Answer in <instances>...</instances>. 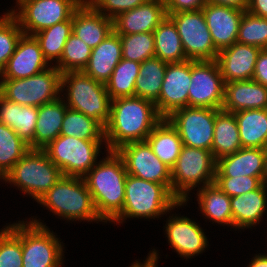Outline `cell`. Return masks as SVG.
<instances>
[{"label": "cell", "mask_w": 267, "mask_h": 267, "mask_svg": "<svg viewBox=\"0 0 267 267\" xmlns=\"http://www.w3.org/2000/svg\"><path fill=\"white\" fill-rule=\"evenodd\" d=\"M163 119L155 103L141 97L111 100L110 119L105 127L106 151H116L130 142L146 141Z\"/></svg>", "instance_id": "cell-1"}, {"label": "cell", "mask_w": 267, "mask_h": 267, "mask_svg": "<svg viewBox=\"0 0 267 267\" xmlns=\"http://www.w3.org/2000/svg\"><path fill=\"white\" fill-rule=\"evenodd\" d=\"M107 152L83 177L102 222H112L122 212L128 175L123 158L116 151Z\"/></svg>", "instance_id": "cell-2"}, {"label": "cell", "mask_w": 267, "mask_h": 267, "mask_svg": "<svg viewBox=\"0 0 267 267\" xmlns=\"http://www.w3.org/2000/svg\"><path fill=\"white\" fill-rule=\"evenodd\" d=\"M183 204L163 184L128 174L123 209L112 222L122 223L123 220L133 217L159 218L176 206H184Z\"/></svg>", "instance_id": "cell-3"}, {"label": "cell", "mask_w": 267, "mask_h": 267, "mask_svg": "<svg viewBox=\"0 0 267 267\" xmlns=\"http://www.w3.org/2000/svg\"><path fill=\"white\" fill-rule=\"evenodd\" d=\"M37 202L66 220L102 221L83 177L62 176Z\"/></svg>", "instance_id": "cell-4"}, {"label": "cell", "mask_w": 267, "mask_h": 267, "mask_svg": "<svg viewBox=\"0 0 267 267\" xmlns=\"http://www.w3.org/2000/svg\"><path fill=\"white\" fill-rule=\"evenodd\" d=\"M67 86V87H66ZM67 92L68 108L98 121L104 128L110 119L111 98L106 85L83 71H68L61 76V92Z\"/></svg>", "instance_id": "cell-5"}, {"label": "cell", "mask_w": 267, "mask_h": 267, "mask_svg": "<svg viewBox=\"0 0 267 267\" xmlns=\"http://www.w3.org/2000/svg\"><path fill=\"white\" fill-rule=\"evenodd\" d=\"M20 240L23 267H60L63 245L47 226L37 219L7 226Z\"/></svg>", "instance_id": "cell-6"}, {"label": "cell", "mask_w": 267, "mask_h": 267, "mask_svg": "<svg viewBox=\"0 0 267 267\" xmlns=\"http://www.w3.org/2000/svg\"><path fill=\"white\" fill-rule=\"evenodd\" d=\"M217 160L210 150L183 145L171 168V193L184 205L190 190L214 183ZM194 187V188H193Z\"/></svg>", "instance_id": "cell-7"}, {"label": "cell", "mask_w": 267, "mask_h": 267, "mask_svg": "<svg viewBox=\"0 0 267 267\" xmlns=\"http://www.w3.org/2000/svg\"><path fill=\"white\" fill-rule=\"evenodd\" d=\"M62 176L43 149H30L2 180L38 201Z\"/></svg>", "instance_id": "cell-8"}, {"label": "cell", "mask_w": 267, "mask_h": 267, "mask_svg": "<svg viewBox=\"0 0 267 267\" xmlns=\"http://www.w3.org/2000/svg\"><path fill=\"white\" fill-rule=\"evenodd\" d=\"M62 72L55 66L23 79H1L0 94L20 105L40 107L60 98Z\"/></svg>", "instance_id": "cell-9"}, {"label": "cell", "mask_w": 267, "mask_h": 267, "mask_svg": "<svg viewBox=\"0 0 267 267\" xmlns=\"http://www.w3.org/2000/svg\"><path fill=\"white\" fill-rule=\"evenodd\" d=\"M102 140L78 139L59 135L43 150L63 176L84 177L97 163Z\"/></svg>", "instance_id": "cell-10"}, {"label": "cell", "mask_w": 267, "mask_h": 267, "mask_svg": "<svg viewBox=\"0 0 267 267\" xmlns=\"http://www.w3.org/2000/svg\"><path fill=\"white\" fill-rule=\"evenodd\" d=\"M83 1L21 0L17 3L18 10L12 9L10 12L17 19L23 33L33 36L43 29L68 20Z\"/></svg>", "instance_id": "cell-11"}, {"label": "cell", "mask_w": 267, "mask_h": 267, "mask_svg": "<svg viewBox=\"0 0 267 267\" xmlns=\"http://www.w3.org/2000/svg\"><path fill=\"white\" fill-rule=\"evenodd\" d=\"M167 15L177 27L188 60H216L219 51L213 44L202 9Z\"/></svg>", "instance_id": "cell-12"}, {"label": "cell", "mask_w": 267, "mask_h": 267, "mask_svg": "<svg viewBox=\"0 0 267 267\" xmlns=\"http://www.w3.org/2000/svg\"><path fill=\"white\" fill-rule=\"evenodd\" d=\"M218 109L183 107L166 119L177 130L183 145L211 151Z\"/></svg>", "instance_id": "cell-13"}, {"label": "cell", "mask_w": 267, "mask_h": 267, "mask_svg": "<svg viewBox=\"0 0 267 267\" xmlns=\"http://www.w3.org/2000/svg\"><path fill=\"white\" fill-rule=\"evenodd\" d=\"M225 82L216 60H191L188 107L222 109Z\"/></svg>", "instance_id": "cell-14"}, {"label": "cell", "mask_w": 267, "mask_h": 267, "mask_svg": "<svg viewBox=\"0 0 267 267\" xmlns=\"http://www.w3.org/2000/svg\"><path fill=\"white\" fill-rule=\"evenodd\" d=\"M116 152L123 158L127 174L163 184L171 192V169L155 155L147 141L126 143Z\"/></svg>", "instance_id": "cell-15"}, {"label": "cell", "mask_w": 267, "mask_h": 267, "mask_svg": "<svg viewBox=\"0 0 267 267\" xmlns=\"http://www.w3.org/2000/svg\"><path fill=\"white\" fill-rule=\"evenodd\" d=\"M191 83V60L168 63L158 100V113L168 117L173 111L188 107V92Z\"/></svg>", "instance_id": "cell-16"}, {"label": "cell", "mask_w": 267, "mask_h": 267, "mask_svg": "<svg viewBox=\"0 0 267 267\" xmlns=\"http://www.w3.org/2000/svg\"><path fill=\"white\" fill-rule=\"evenodd\" d=\"M39 42L34 36L23 34L19 39L13 55L0 73V79H23L31 77L47 68Z\"/></svg>", "instance_id": "cell-17"}, {"label": "cell", "mask_w": 267, "mask_h": 267, "mask_svg": "<svg viewBox=\"0 0 267 267\" xmlns=\"http://www.w3.org/2000/svg\"><path fill=\"white\" fill-rule=\"evenodd\" d=\"M167 16L164 2L147 0L116 16L113 19V28L119 35L153 32Z\"/></svg>", "instance_id": "cell-18"}, {"label": "cell", "mask_w": 267, "mask_h": 267, "mask_svg": "<svg viewBox=\"0 0 267 267\" xmlns=\"http://www.w3.org/2000/svg\"><path fill=\"white\" fill-rule=\"evenodd\" d=\"M202 11L218 51L237 42L241 18L245 11L212 3H206Z\"/></svg>", "instance_id": "cell-19"}, {"label": "cell", "mask_w": 267, "mask_h": 267, "mask_svg": "<svg viewBox=\"0 0 267 267\" xmlns=\"http://www.w3.org/2000/svg\"><path fill=\"white\" fill-rule=\"evenodd\" d=\"M166 237L178 255L186 259L199 255L208 246L207 237L199 224L184 216H169Z\"/></svg>", "instance_id": "cell-20"}, {"label": "cell", "mask_w": 267, "mask_h": 267, "mask_svg": "<svg viewBox=\"0 0 267 267\" xmlns=\"http://www.w3.org/2000/svg\"><path fill=\"white\" fill-rule=\"evenodd\" d=\"M261 48L234 43L218 52L216 62L225 83L251 80Z\"/></svg>", "instance_id": "cell-21"}, {"label": "cell", "mask_w": 267, "mask_h": 267, "mask_svg": "<svg viewBox=\"0 0 267 267\" xmlns=\"http://www.w3.org/2000/svg\"><path fill=\"white\" fill-rule=\"evenodd\" d=\"M114 31L113 20L94 10L85 0L72 15V33L91 49Z\"/></svg>", "instance_id": "cell-22"}, {"label": "cell", "mask_w": 267, "mask_h": 267, "mask_svg": "<svg viewBox=\"0 0 267 267\" xmlns=\"http://www.w3.org/2000/svg\"><path fill=\"white\" fill-rule=\"evenodd\" d=\"M222 109L231 113L267 109V88L253 79L225 83Z\"/></svg>", "instance_id": "cell-23"}, {"label": "cell", "mask_w": 267, "mask_h": 267, "mask_svg": "<svg viewBox=\"0 0 267 267\" xmlns=\"http://www.w3.org/2000/svg\"><path fill=\"white\" fill-rule=\"evenodd\" d=\"M265 149L242 147L237 152L217 160L215 176L263 177Z\"/></svg>", "instance_id": "cell-24"}, {"label": "cell", "mask_w": 267, "mask_h": 267, "mask_svg": "<svg viewBox=\"0 0 267 267\" xmlns=\"http://www.w3.org/2000/svg\"><path fill=\"white\" fill-rule=\"evenodd\" d=\"M121 59L120 35L113 31L97 47L92 49L88 64L83 72L105 84Z\"/></svg>", "instance_id": "cell-25"}, {"label": "cell", "mask_w": 267, "mask_h": 267, "mask_svg": "<svg viewBox=\"0 0 267 267\" xmlns=\"http://www.w3.org/2000/svg\"><path fill=\"white\" fill-rule=\"evenodd\" d=\"M233 227L245 229L261 221L267 209V186L262 184L258 189L242 195L230 197Z\"/></svg>", "instance_id": "cell-26"}, {"label": "cell", "mask_w": 267, "mask_h": 267, "mask_svg": "<svg viewBox=\"0 0 267 267\" xmlns=\"http://www.w3.org/2000/svg\"><path fill=\"white\" fill-rule=\"evenodd\" d=\"M38 107L20 105L5 99L0 94V123L14 130L21 139L34 149V133Z\"/></svg>", "instance_id": "cell-27"}, {"label": "cell", "mask_w": 267, "mask_h": 267, "mask_svg": "<svg viewBox=\"0 0 267 267\" xmlns=\"http://www.w3.org/2000/svg\"><path fill=\"white\" fill-rule=\"evenodd\" d=\"M61 98L38 107L34 149H43L60 135L62 122L68 108L65 100Z\"/></svg>", "instance_id": "cell-28"}, {"label": "cell", "mask_w": 267, "mask_h": 267, "mask_svg": "<svg viewBox=\"0 0 267 267\" xmlns=\"http://www.w3.org/2000/svg\"><path fill=\"white\" fill-rule=\"evenodd\" d=\"M242 147L267 148V109L241 110L234 113Z\"/></svg>", "instance_id": "cell-29"}, {"label": "cell", "mask_w": 267, "mask_h": 267, "mask_svg": "<svg viewBox=\"0 0 267 267\" xmlns=\"http://www.w3.org/2000/svg\"><path fill=\"white\" fill-rule=\"evenodd\" d=\"M146 141L155 155L171 169L181 152L183 143L177 130L170 122L163 118L153 128Z\"/></svg>", "instance_id": "cell-30"}, {"label": "cell", "mask_w": 267, "mask_h": 267, "mask_svg": "<svg viewBox=\"0 0 267 267\" xmlns=\"http://www.w3.org/2000/svg\"><path fill=\"white\" fill-rule=\"evenodd\" d=\"M242 148L234 113L220 109L216 113L211 152L216 160Z\"/></svg>", "instance_id": "cell-31"}, {"label": "cell", "mask_w": 267, "mask_h": 267, "mask_svg": "<svg viewBox=\"0 0 267 267\" xmlns=\"http://www.w3.org/2000/svg\"><path fill=\"white\" fill-rule=\"evenodd\" d=\"M197 201L202 215L212 222L233 226L230 197L215 183L198 188Z\"/></svg>", "instance_id": "cell-32"}, {"label": "cell", "mask_w": 267, "mask_h": 267, "mask_svg": "<svg viewBox=\"0 0 267 267\" xmlns=\"http://www.w3.org/2000/svg\"><path fill=\"white\" fill-rule=\"evenodd\" d=\"M155 57L166 63L187 61L181 38L174 22L167 16L153 31Z\"/></svg>", "instance_id": "cell-33"}, {"label": "cell", "mask_w": 267, "mask_h": 267, "mask_svg": "<svg viewBox=\"0 0 267 267\" xmlns=\"http://www.w3.org/2000/svg\"><path fill=\"white\" fill-rule=\"evenodd\" d=\"M167 64L157 57L143 61L135 81V96L155 103L160 95Z\"/></svg>", "instance_id": "cell-34"}, {"label": "cell", "mask_w": 267, "mask_h": 267, "mask_svg": "<svg viewBox=\"0 0 267 267\" xmlns=\"http://www.w3.org/2000/svg\"><path fill=\"white\" fill-rule=\"evenodd\" d=\"M140 64L128 59H121L110 79L105 83L111 100L135 96V81L139 76Z\"/></svg>", "instance_id": "cell-35"}, {"label": "cell", "mask_w": 267, "mask_h": 267, "mask_svg": "<svg viewBox=\"0 0 267 267\" xmlns=\"http://www.w3.org/2000/svg\"><path fill=\"white\" fill-rule=\"evenodd\" d=\"M72 34V16L61 23L43 29L33 36L39 42L40 48L45 59L51 61L60 60L63 53L64 45Z\"/></svg>", "instance_id": "cell-36"}, {"label": "cell", "mask_w": 267, "mask_h": 267, "mask_svg": "<svg viewBox=\"0 0 267 267\" xmlns=\"http://www.w3.org/2000/svg\"><path fill=\"white\" fill-rule=\"evenodd\" d=\"M60 135L75 136L78 139L105 141V128L95 119L67 108Z\"/></svg>", "instance_id": "cell-37"}, {"label": "cell", "mask_w": 267, "mask_h": 267, "mask_svg": "<svg viewBox=\"0 0 267 267\" xmlns=\"http://www.w3.org/2000/svg\"><path fill=\"white\" fill-rule=\"evenodd\" d=\"M30 150L19 135L5 124L0 123V179Z\"/></svg>", "instance_id": "cell-38"}, {"label": "cell", "mask_w": 267, "mask_h": 267, "mask_svg": "<svg viewBox=\"0 0 267 267\" xmlns=\"http://www.w3.org/2000/svg\"><path fill=\"white\" fill-rule=\"evenodd\" d=\"M92 49L75 34H71L64 45L58 64L54 65L62 73L83 71L88 64Z\"/></svg>", "instance_id": "cell-39"}, {"label": "cell", "mask_w": 267, "mask_h": 267, "mask_svg": "<svg viewBox=\"0 0 267 267\" xmlns=\"http://www.w3.org/2000/svg\"><path fill=\"white\" fill-rule=\"evenodd\" d=\"M122 58L142 63L155 57L153 32L120 35Z\"/></svg>", "instance_id": "cell-40"}, {"label": "cell", "mask_w": 267, "mask_h": 267, "mask_svg": "<svg viewBox=\"0 0 267 267\" xmlns=\"http://www.w3.org/2000/svg\"><path fill=\"white\" fill-rule=\"evenodd\" d=\"M237 43L267 49V18L245 11L241 18Z\"/></svg>", "instance_id": "cell-41"}, {"label": "cell", "mask_w": 267, "mask_h": 267, "mask_svg": "<svg viewBox=\"0 0 267 267\" xmlns=\"http://www.w3.org/2000/svg\"><path fill=\"white\" fill-rule=\"evenodd\" d=\"M23 31L10 11L0 17V73L13 55Z\"/></svg>", "instance_id": "cell-42"}, {"label": "cell", "mask_w": 267, "mask_h": 267, "mask_svg": "<svg viewBox=\"0 0 267 267\" xmlns=\"http://www.w3.org/2000/svg\"><path fill=\"white\" fill-rule=\"evenodd\" d=\"M21 240L7 227L0 231V267H23Z\"/></svg>", "instance_id": "cell-43"}, {"label": "cell", "mask_w": 267, "mask_h": 267, "mask_svg": "<svg viewBox=\"0 0 267 267\" xmlns=\"http://www.w3.org/2000/svg\"><path fill=\"white\" fill-rule=\"evenodd\" d=\"M262 178L251 176H215L214 183L229 197H234L258 189L263 184Z\"/></svg>", "instance_id": "cell-44"}, {"label": "cell", "mask_w": 267, "mask_h": 267, "mask_svg": "<svg viewBox=\"0 0 267 267\" xmlns=\"http://www.w3.org/2000/svg\"><path fill=\"white\" fill-rule=\"evenodd\" d=\"M94 10L112 20L119 14L140 6L147 0H85ZM107 12V13H106Z\"/></svg>", "instance_id": "cell-45"}, {"label": "cell", "mask_w": 267, "mask_h": 267, "mask_svg": "<svg viewBox=\"0 0 267 267\" xmlns=\"http://www.w3.org/2000/svg\"><path fill=\"white\" fill-rule=\"evenodd\" d=\"M206 3V0H169L166 4L167 14L201 10Z\"/></svg>", "instance_id": "cell-46"}, {"label": "cell", "mask_w": 267, "mask_h": 267, "mask_svg": "<svg viewBox=\"0 0 267 267\" xmlns=\"http://www.w3.org/2000/svg\"><path fill=\"white\" fill-rule=\"evenodd\" d=\"M252 79L267 88V49H261Z\"/></svg>", "instance_id": "cell-47"}, {"label": "cell", "mask_w": 267, "mask_h": 267, "mask_svg": "<svg viewBox=\"0 0 267 267\" xmlns=\"http://www.w3.org/2000/svg\"><path fill=\"white\" fill-rule=\"evenodd\" d=\"M248 13L261 18H267V0H248Z\"/></svg>", "instance_id": "cell-48"}, {"label": "cell", "mask_w": 267, "mask_h": 267, "mask_svg": "<svg viewBox=\"0 0 267 267\" xmlns=\"http://www.w3.org/2000/svg\"><path fill=\"white\" fill-rule=\"evenodd\" d=\"M206 1L207 3L233 7L243 11L247 10V5H248V0H206Z\"/></svg>", "instance_id": "cell-49"}, {"label": "cell", "mask_w": 267, "mask_h": 267, "mask_svg": "<svg viewBox=\"0 0 267 267\" xmlns=\"http://www.w3.org/2000/svg\"><path fill=\"white\" fill-rule=\"evenodd\" d=\"M158 259V253L155 249H153V251L149 253L144 263L136 261L130 267H158L156 266Z\"/></svg>", "instance_id": "cell-50"}, {"label": "cell", "mask_w": 267, "mask_h": 267, "mask_svg": "<svg viewBox=\"0 0 267 267\" xmlns=\"http://www.w3.org/2000/svg\"><path fill=\"white\" fill-rule=\"evenodd\" d=\"M248 267H267V255H255Z\"/></svg>", "instance_id": "cell-51"}, {"label": "cell", "mask_w": 267, "mask_h": 267, "mask_svg": "<svg viewBox=\"0 0 267 267\" xmlns=\"http://www.w3.org/2000/svg\"><path fill=\"white\" fill-rule=\"evenodd\" d=\"M262 183L267 186V148L265 149V162H264V173Z\"/></svg>", "instance_id": "cell-52"}, {"label": "cell", "mask_w": 267, "mask_h": 267, "mask_svg": "<svg viewBox=\"0 0 267 267\" xmlns=\"http://www.w3.org/2000/svg\"><path fill=\"white\" fill-rule=\"evenodd\" d=\"M158 1L164 2L165 4L169 2V0H158Z\"/></svg>", "instance_id": "cell-53"}]
</instances>
